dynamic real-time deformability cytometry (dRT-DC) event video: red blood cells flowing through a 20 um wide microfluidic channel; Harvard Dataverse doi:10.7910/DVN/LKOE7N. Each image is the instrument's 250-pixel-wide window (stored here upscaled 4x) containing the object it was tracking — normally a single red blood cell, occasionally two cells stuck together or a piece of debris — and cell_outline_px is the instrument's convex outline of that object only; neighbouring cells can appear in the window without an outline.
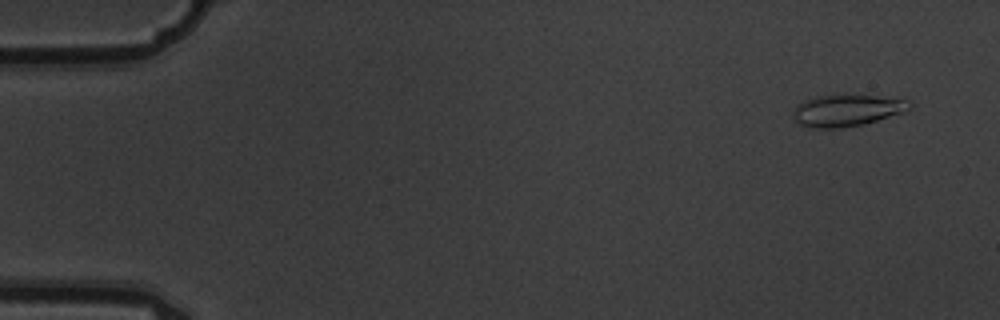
{"species": "common noctule bat (a hibernating species)", "species_latin": "Nyctalus noctula", "temperature_condition": "warm", "stored_images_in_passage": 6, "camera_frame_rate_fps": 3000, "um_per_image_px": 0.085, "animal": {"sex": "male", "body_mass_g": 19.5, "forearm_length_mm": 54.6}, "frame": {"image": 1, "passage_image": 1, "time_ms": 0.0, "image_size_px": [1000, 320], "cell_outline_px": [[916, 104], [912, 108], [904, 112], [864, 124], [840, 128], [812, 128], [800, 124], [796, 120], [792, 112], [796, 104], [804, 100], [816, 96], [848, 92], [904, 100]], "centroid_in_image_um": [71.98, 9.34], "position_along_channel_um": 13.0, "area_um2": 22.14}}